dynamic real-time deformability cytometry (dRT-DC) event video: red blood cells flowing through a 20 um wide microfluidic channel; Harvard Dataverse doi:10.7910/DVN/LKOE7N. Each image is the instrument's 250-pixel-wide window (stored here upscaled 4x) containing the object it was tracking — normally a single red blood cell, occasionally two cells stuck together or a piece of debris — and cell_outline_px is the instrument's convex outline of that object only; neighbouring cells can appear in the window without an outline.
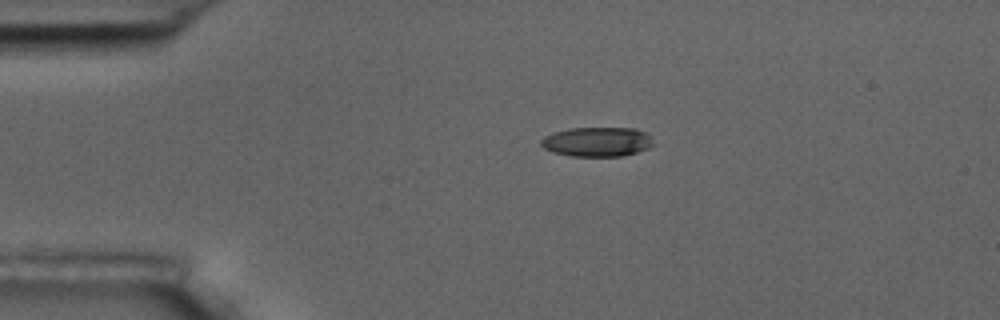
{"species": "common noctule bat (a hibernating species)", "species_latin": "Nyctalus noctula", "temperature_condition": "room temperature", "stored_images_in_passage": 14, "camera_frame_rate_fps": 3000, "um_per_image_px": 0.085, "animal": {"sex": "male", "body_mass_g": 17.5, "forearm_length_mm": 52.3}, "frame": {"image": 1, "passage_image": 3, "time_ms": 2.333, "image_size_px": [1000, 320], "cell_outline_px": [[656, 144], [648, 148], [624, 156], [572, 156], [552, 152], [544, 148], [540, 144], [540, 140], [544, 136], [568, 128], [636, 128], [644, 132]], "centroid_in_image_um": [50.75, 12.05], "position_along_channel_um": 34.3, "area_um2": 19.31}}
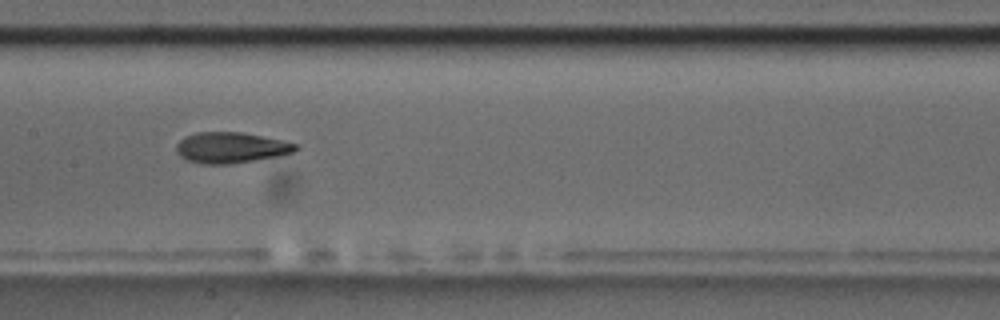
{"frame": {"image": 2, "passage_image": 7, "time_ms": 7.667, "image_size_px": [1000, 320], "cell_outline_px": [[300, 148], [292, 152], [280, 156], [228, 164], [200, 164], [188, 160], [180, 156], [176, 152], [176, 144], [184, 136], [196, 132], [240, 132], [280, 140], [296, 144]], "centroid_in_image_um": [19.58, 12.55], "position_along_channel_um": 187.8, "area_um2": 21.33}}
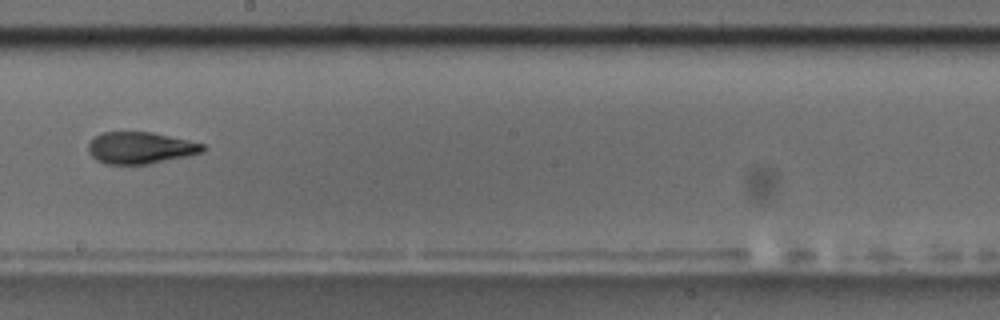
{"frame": {"image": 3, "passage_image": 8, "time_ms": 9.0, "image_size_px": [1000, 320], "cell_outline_px": [[204, 152], [188, 156], [148, 164], [104, 164], [96, 160], [88, 152], [88, 144], [96, 136], [104, 132], [152, 132], [188, 140], [204, 144]], "centroid_in_image_um": [11.93, 12.57], "position_along_channel_um": 236.3, "area_um2": 21.15}, "authors_computed_cell_mechanics": {"area_um2": 21.3282, "velocity_mm_per_s": 3.6635, "shape_relaxation_time_tau1_ms": 5.3223, "shape_relaxation_time_tau2_ms": 2.3465, "deformation_change_tau1": 0.1545, "deformation_change_tau2": 0.0853}}